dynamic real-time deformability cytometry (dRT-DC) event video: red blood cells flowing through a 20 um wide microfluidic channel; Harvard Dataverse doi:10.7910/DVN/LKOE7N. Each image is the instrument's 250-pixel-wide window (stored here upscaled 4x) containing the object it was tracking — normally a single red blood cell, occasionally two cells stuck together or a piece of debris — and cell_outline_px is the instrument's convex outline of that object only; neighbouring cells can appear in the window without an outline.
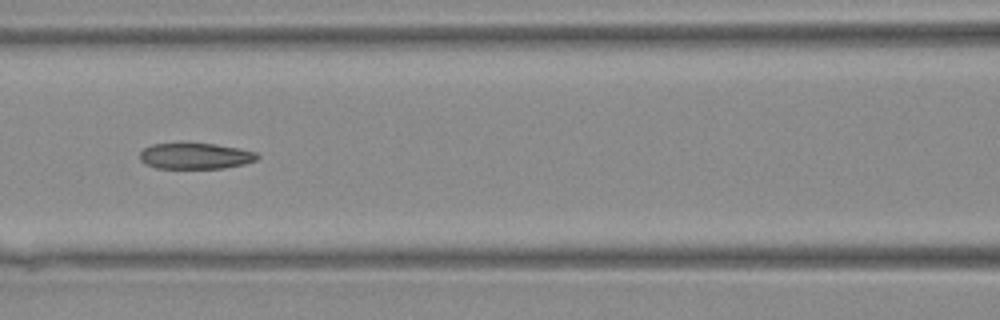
{"species": "Egyptian fruit bat (a non-hibernating species)", "species_latin": "Rousettus aegyptiacus", "temperature_condition": "warm", "stored_images_in_passage": 24, "camera_frame_rate_fps": 3000, "um_per_image_px": 0.085, "animal": {"sex": "female"}, "frame": {"image": 1, "passage_image": 19, "time_ms": 6.0, "image_size_px": [1000, 320], "cell_outline_px": [[260, 156], [256, 160], [244, 164], [224, 168], [156, 168], [144, 164], [140, 160], [140, 152], [144, 148], [152, 144], [216, 144], [256, 152]], "centroid_in_image_um": [16.59, 13.27], "position_along_channel_um": 150.0, "area_um2": 17.63}}
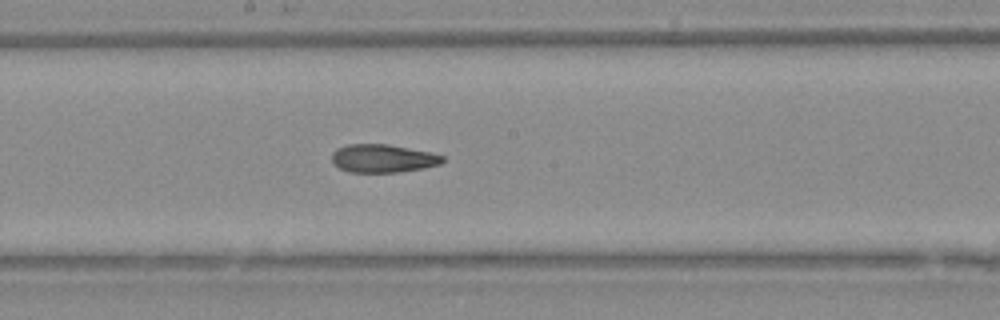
{"frame": {"image": 2, "passage_image": 23, "time_ms": 7.333, "image_size_px": [1000, 320], "cell_outline_px": [[444, 160], [440, 164], [424, 168], [396, 172], [348, 172], [340, 168], [332, 160], [332, 152], [336, 148], [348, 144], [388, 144], [432, 152], [444, 156]], "centroid_in_image_um": [32.55, 13.45], "position_along_channel_um": 215.6, "area_um2": 18.21}}